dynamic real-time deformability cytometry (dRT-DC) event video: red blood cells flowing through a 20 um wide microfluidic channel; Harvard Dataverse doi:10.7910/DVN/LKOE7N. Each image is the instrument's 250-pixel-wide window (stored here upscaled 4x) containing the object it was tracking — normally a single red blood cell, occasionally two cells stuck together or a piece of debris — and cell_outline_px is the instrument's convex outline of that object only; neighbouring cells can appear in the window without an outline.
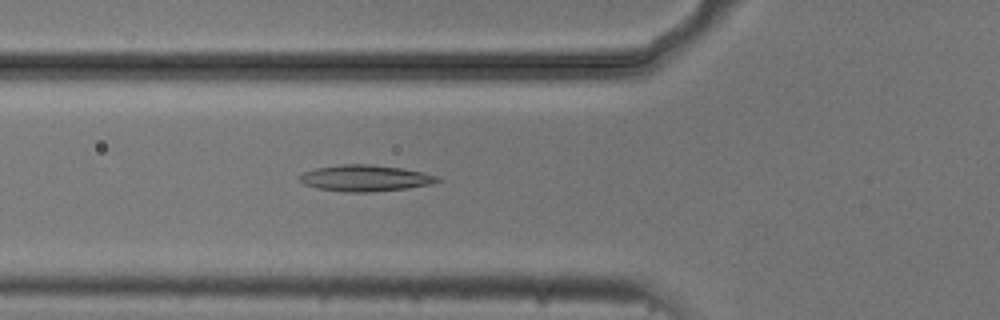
{"species": "common noctule bat (a hibernating species)", "species_latin": "Nyctalus noctula", "temperature_condition": "cold", "stored_images_in_passage": 5, "camera_frame_rate_fps": 3000, "um_per_image_px": 0.085, "animal": {"sex": "male", "body_mass_g": 20.5, "forearm_length_mm": 52.5}, "frame": {"image": 1, "passage_image": 5, "time_ms": 1.333, "image_size_px": [1000, 320], "cell_outline_px": [[444, 180], [428, 184], [408, 188], [368, 192], [348, 192], [316, 188], [304, 184], [296, 180], [304, 172], [316, 168], [340, 164], [372, 164], [400, 168], [424, 172], [440, 176]], "centroid_in_image_um": [31.05, 15.14], "position_along_channel_um": 94.8, "area_um2": 21.21}}